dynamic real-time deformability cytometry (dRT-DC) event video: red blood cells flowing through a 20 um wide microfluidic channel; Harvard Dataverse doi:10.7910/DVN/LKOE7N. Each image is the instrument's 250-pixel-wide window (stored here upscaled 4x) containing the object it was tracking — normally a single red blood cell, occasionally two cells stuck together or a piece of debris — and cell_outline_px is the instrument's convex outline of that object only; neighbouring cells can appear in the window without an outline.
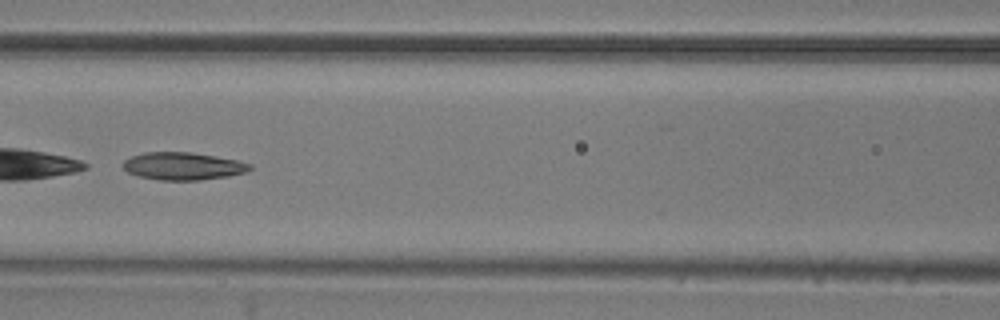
{"species": "common noctule bat (a hibernating species)", "species_latin": "Nyctalus noctula", "temperature_condition": "room temperature", "stored_images_in_passage": 7, "camera_frame_rate_fps": 3000, "um_per_image_px": 0.085, "animal": {"sex": "male", "body_mass_g": 20.5, "forearm_length_mm": 52.5}, "frame": {"image": 1, "passage_image": 7, "time_ms": 2.0, "image_size_px": [1000, 320], "cell_outline_px": [[252, 168], [248, 172], [228, 176], [200, 180], [160, 180], [136, 176], [128, 172], [124, 168], [124, 160], [132, 156], [144, 152], [188, 152], [216, 156], [236, 160], [252, 164]], "centroid_in_image_um": [15.57, 14.12], "position_along_channel_um": 151.0, "area_um2": 20.4}}